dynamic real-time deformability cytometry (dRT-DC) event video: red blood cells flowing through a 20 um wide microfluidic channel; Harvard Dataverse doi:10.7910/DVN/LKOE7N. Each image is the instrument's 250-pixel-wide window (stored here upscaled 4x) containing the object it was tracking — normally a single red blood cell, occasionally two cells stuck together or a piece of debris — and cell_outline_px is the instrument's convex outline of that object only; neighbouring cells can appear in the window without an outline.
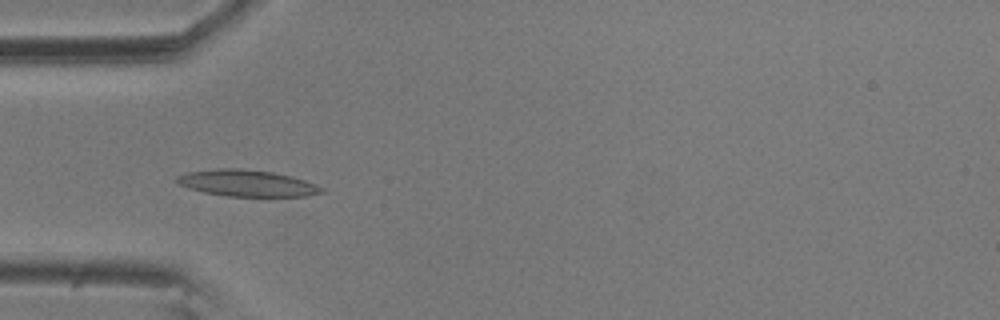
{"species": "common noctule bat (a hibernating species)", "species_latin": "Nyctalus noctula", "temperature_condition": "room temperature", "stored_images_in_passage": 14, "camera_frame_rate_fps": 3000, "um_per_image_px": 0.085, "animal": {"sex": "male", "body_mass_g": 20.5, "forearm_length_mm": 52.5}, "frame": {"image": 1, "passage_image": 4, "time_ms": 1.0, "image_size_px": [1000, 320], "cell_outline_px": [[324, 192], [308, 196], [228, 196], [204, 192], [188, 188], [176, 184], [176, 176], [188, 172], [220, 168], [236, 168], [272, 172], [292, 176], [316, 184], [324, 188]], "centroid_in_image_um": [20.99, 15.57], "position_along_channel_um": 64.0, "area_um2": 22.31}}
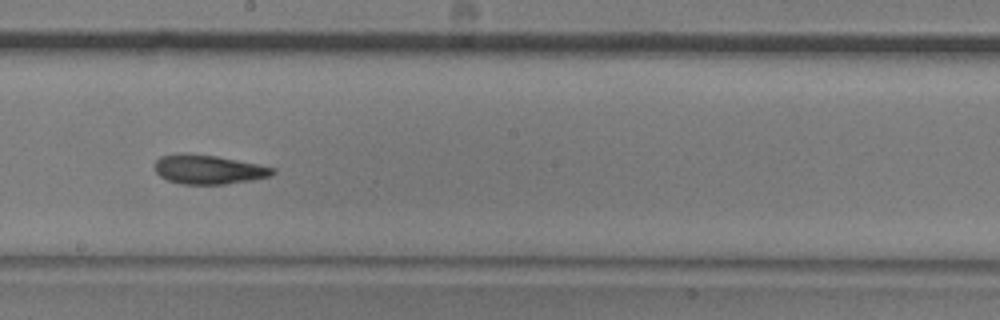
{"frame": {"image": 2, "passage_image": 8, "time_ms": 2.333, "image_size_px": [1000, 320], "cell_outline_px": [[276, 172], [268, 176], [252, 180], [224, 184], [180, 184], [168, 180], [160, 176], [156, 172], [156, 160], [160, 156], [180, 152], [216, 156], [276, 168]], "centroid_in_image_um": [17.69, 14.4], "position_along_channel_um": 230.5, "area_um2": 19.94}}
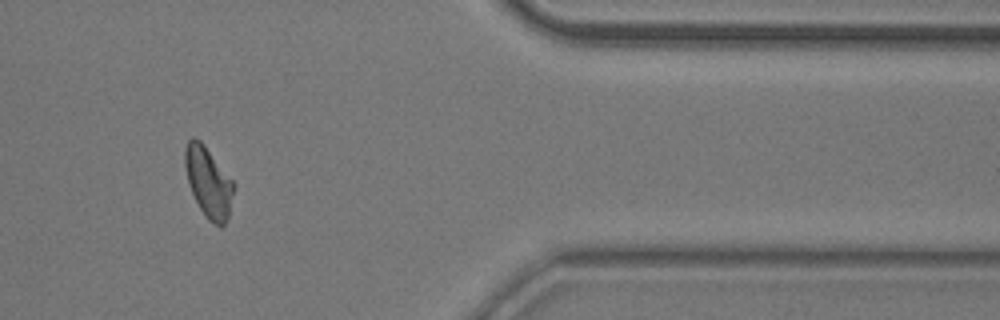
{"frame": {"image": 3, "passage_image": 12, "time_ms": 3.667, "image_size_px": [1000, 320], "cell_outline_px": [[236, 188], [228, 216], [224, 224], [220, 228], [208, 220], [200, 208], [188, 184], [184, 164], [184, 148], [188, 140], [192, 136], [196, 136], [204, 144], [236, 184]], "centroid_in_image_um": [17.72, 15.46], "position_along_channel_um": 393.7, "area_um2": 20.29}}